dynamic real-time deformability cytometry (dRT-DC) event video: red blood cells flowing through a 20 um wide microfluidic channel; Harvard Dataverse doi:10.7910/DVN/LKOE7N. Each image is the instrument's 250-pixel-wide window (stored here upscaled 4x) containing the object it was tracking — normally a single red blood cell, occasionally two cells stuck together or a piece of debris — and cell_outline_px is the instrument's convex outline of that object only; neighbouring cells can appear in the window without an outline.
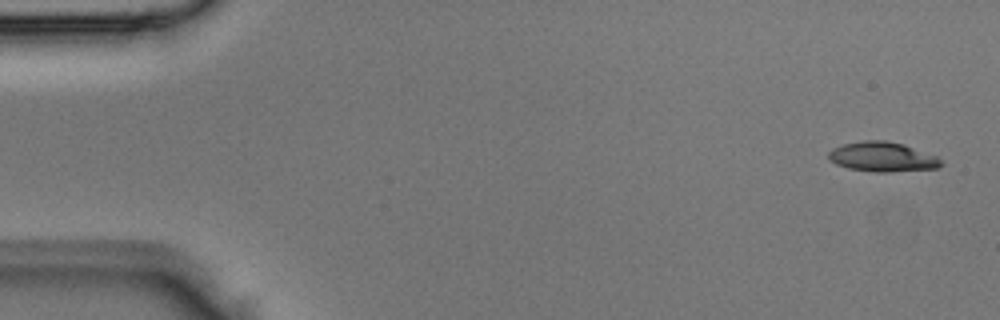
{"species": "Egyptian fruit bat (a non-hibernating species)", "species_latin": "Rousettus aegyptiacus", "temperature_condition": "room temperature", "stored_images_in_passage": 5, "camera_frame_rate_fps": 3000, "um_per_image_px": 0.085, "animal": {"sex": "male"}, "frame": {"image": 1, "passage_image": 1, "time_ms": 0.0, "image_size_px": [1000, 320], "cell_outline_px": [[944, 164], [940, 168], [888, 172], [876, 172], [848, 168], [836, 164], [828, 160], [828, 152], [832, 148], [844, 144], [864, 140], [884, 140], [904, 144], [936, 156]], "centroid_in_image_um": [75.0, 13.33], "position_along_channel_um": 10.0, "area_um2": 19.54}}
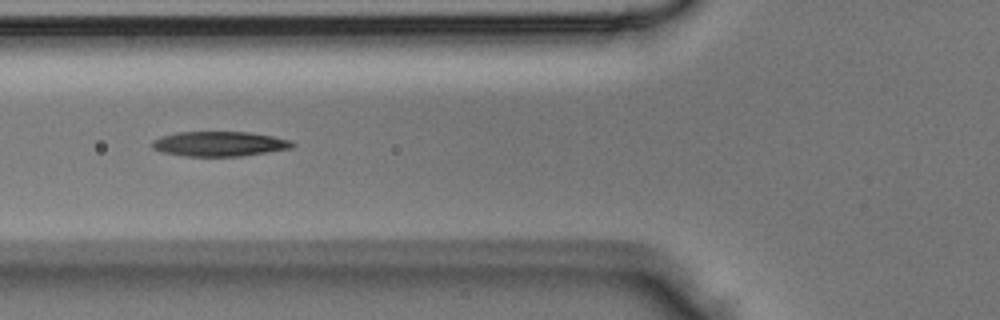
{"frame": {"image": 2, "passage_image": 5, "time_ms": 1.333, "image_size_px": [1000, 320], "cell_outline_px": [[296, 144], [292, 148], [268, 152], [240, 156], [184, 156], [160, 152], [152, 148], [152, 140], [160, 136], [176, 132], [248, 132], [272, 136], [292, 140]], "centroid_in_image_um": [18.63, 12.23], "position_along_channel_um": 107.2, "area_um2": 20.46}}